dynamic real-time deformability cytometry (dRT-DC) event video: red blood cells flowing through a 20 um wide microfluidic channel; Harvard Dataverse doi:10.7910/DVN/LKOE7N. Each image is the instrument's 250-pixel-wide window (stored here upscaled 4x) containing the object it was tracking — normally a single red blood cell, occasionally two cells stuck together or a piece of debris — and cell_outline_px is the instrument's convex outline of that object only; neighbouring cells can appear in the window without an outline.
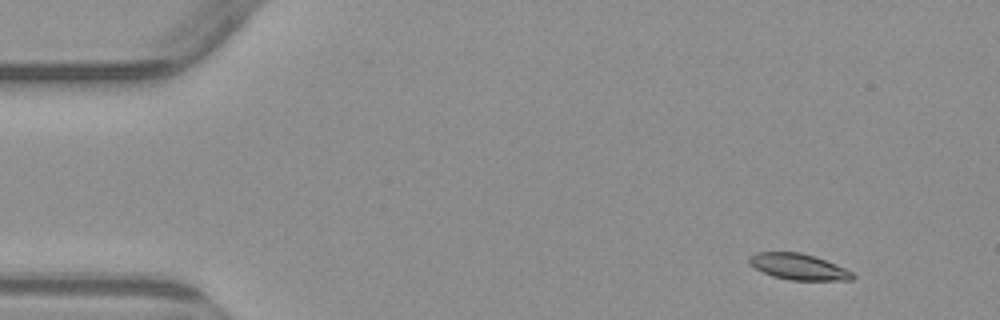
{"species": "common noctule bat (a hibernating species)", "species_latin": "Nyctalus noctula", "temperature_condition": "warm", "stored_images_in_passage": 4, "camera_frame_rate_fps": 3000, "um_per_image_px": 0.085, "animal": {"sex": "male", "body_mass_g": 23.1, "forearm_length_mm": 52.7}, "frame": {"image": 1, "passage_image": 1, "time_ms": 0.0, "image_size_px": [1000, 320], "cell_outline_px": [[856, 276], [852, 280], [788, 280], [772, 276], [756, 268], [748, 260], [756, 252], [800, 252], [816, 256], [836, 264], [852, 272]], "centroid_in_image_um": [67.92, 22.67], "position_along_channel_um": 17.1, "area_um2": 15.61}}
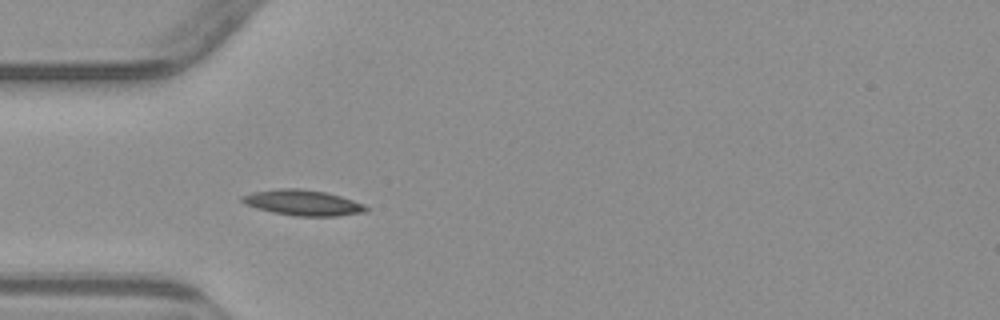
{"frame": {"image": 2, "passage_image": 4, "time_ms": 3.667, "image_size_px": [1000, 320], "cell_outline_px": [[368, 212], [336, 216], [296, 216], [272, 212], [256, 208], [244, 204], [240, 200], [240, 196], [252, 192], [280, 188], [300, 188], [324, 192], [340, 196], [364, 204], [368, 208]], "centroid_in_image_um": [25.72, 17.23], "position_along_channel_um": 59.3, "area_um2": 18.55}}